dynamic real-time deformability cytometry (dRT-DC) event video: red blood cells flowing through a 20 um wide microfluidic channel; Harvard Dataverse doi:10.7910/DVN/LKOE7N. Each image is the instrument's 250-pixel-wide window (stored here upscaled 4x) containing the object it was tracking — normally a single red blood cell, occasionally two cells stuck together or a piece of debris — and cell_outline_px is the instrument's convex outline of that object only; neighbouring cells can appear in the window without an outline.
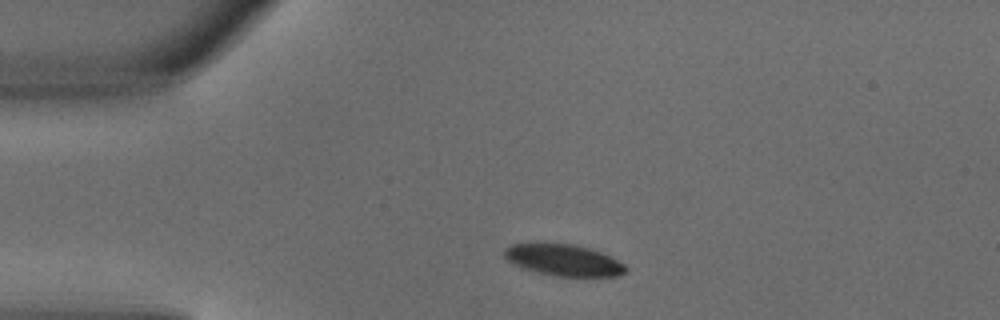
{"species": "common noctule bat (a hibernating species)", "species_latin": "Nyctalus noctula", "temperature_condition": "warm", "stored_images_in_passage": 1, "camera_frame_rate_fps": 3000, "um_per_image_px": 0.085, "animal": {"sex": "male", "body_mass_g": 18.8}, "frame": {"image": 1, "passage_image": 1, "time_ms": 0.0, "image_size_px": [1000, 320], "cell_outline_px": [[628, 268], [620, 276], [552, 276], [524, 268], [512, 264], [504, 256], [504, 248], [512, 244], [572, 244], [588, 248], [600, 252], [624, 264]], "centroid_in_image_um": [47.89, 22.12], "position_along_channel_um": 37.1, "area_um2": 21.91}}